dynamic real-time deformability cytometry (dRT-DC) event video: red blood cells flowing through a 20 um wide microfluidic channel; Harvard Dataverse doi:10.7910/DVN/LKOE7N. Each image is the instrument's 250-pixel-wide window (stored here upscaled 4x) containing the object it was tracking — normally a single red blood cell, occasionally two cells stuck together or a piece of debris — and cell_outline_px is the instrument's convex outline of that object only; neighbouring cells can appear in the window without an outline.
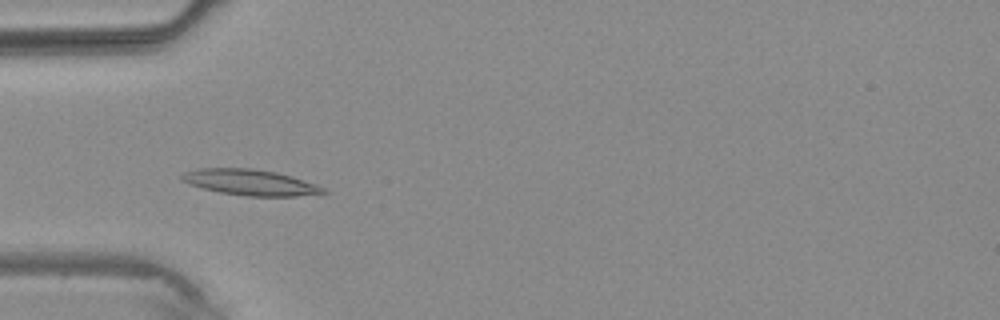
{"species": "common noctule bat (a hibernating species)", "species_latin": "Nyctalus noctula", "temperature_condition": "warm", "stored_images_in_passage": 3, "camera_frame_rate_fps": 3000, "um_per_image_px": 0.085, "animal": {"sex": "male", "body_mass_g": 20.4}, "frame": {"image": 1, "passage_image": 3, "time_ms": 2.333, "image_size_px": [1000, 320], "cell_outline_px": [[328, 192], [296, 196], [248, 196], [220, 192], [188, 184], [180, 180], [180, 176], [184, 172], [200, 168], [252, 168], [276, 172], [316, 184], [324, 188]], "centroid_in_image_um": [21.23, 15.49], "position_along_channel_um": 63.8, "area_um2": 21.1}}